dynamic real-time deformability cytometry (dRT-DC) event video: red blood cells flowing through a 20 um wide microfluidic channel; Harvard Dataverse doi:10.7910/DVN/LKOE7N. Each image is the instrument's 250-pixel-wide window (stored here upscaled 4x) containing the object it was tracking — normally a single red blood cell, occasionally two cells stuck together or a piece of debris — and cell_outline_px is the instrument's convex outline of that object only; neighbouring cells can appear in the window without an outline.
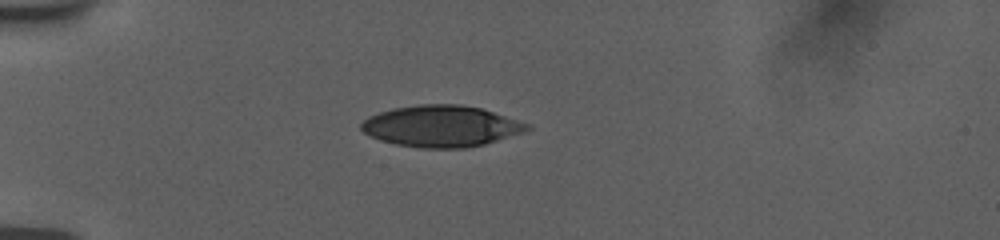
{"species": "human", "species_latin": "Homo sapiens", "temperature_condition": "room temperature", "stored_images_in_passage": 4, "camera_frame_rate_fps": 3000, "um_per_image_px": 0.085, "donor": {"sex": "female"}, "frame": {"image": 1, "passage_image": 1, "time_ms": 0.0, "image_size_px": [1000, 240], "cell_outline_px": [[532, 128], [528, 132], [484, 144], [464, 148], [420, 148], [396, 144], [380, 140], [364, 132], [360, 128], [360, 124], [368, 116], [392, 108], [420, 104], [460, 104], [480, 108], [532, 124]], "centroid_in_image_um": [37.55, 10.72], "position_along_channel_um": 47.5, "area_um2": 40.23}}